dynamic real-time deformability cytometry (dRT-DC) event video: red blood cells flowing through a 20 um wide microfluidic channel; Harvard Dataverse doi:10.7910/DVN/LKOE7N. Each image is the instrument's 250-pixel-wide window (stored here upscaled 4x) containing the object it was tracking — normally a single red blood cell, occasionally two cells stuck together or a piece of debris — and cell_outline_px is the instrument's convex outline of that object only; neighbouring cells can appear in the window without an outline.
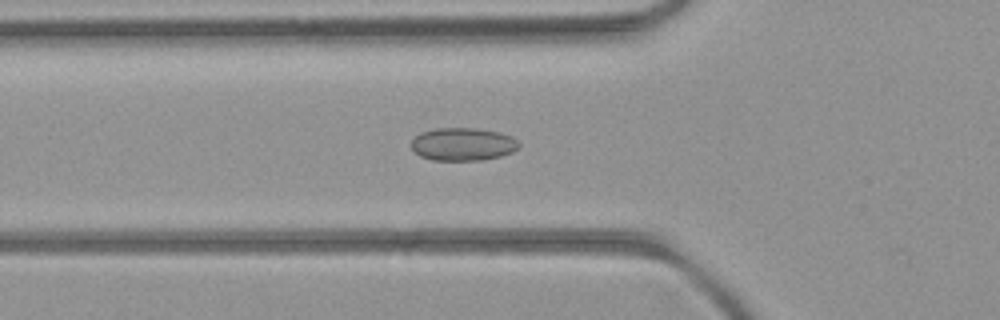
{"species": "common noctule bat (a hibernating species)", "species_latin": "Nyctalus noctula", "temperature_condition": "room temperature", "stored_images_in_passage": 9, "camera_frame_rate_fps": 3000, "um_per_image_px": 0.085, "animal": {"sex": "female", "body_mass_g": 21.9}, "frame": {"image": 1, "passage_image": 4, "time_ms": 1.0, "image_size_px": [1000, 320], "cell_outline_px": [[520, 148], [512, 152], [500, 156], [480, 160], [432, 160], [420, 156], [412, 148], [412, 140], [420, 132], [436, 128], [476, 128], [500, 132], [512, 136], [520, 144]], "centroid_in_image_um": [39.36, 12.25], "position_along_channel_um": 86.4, "area_um2": 20.69}}
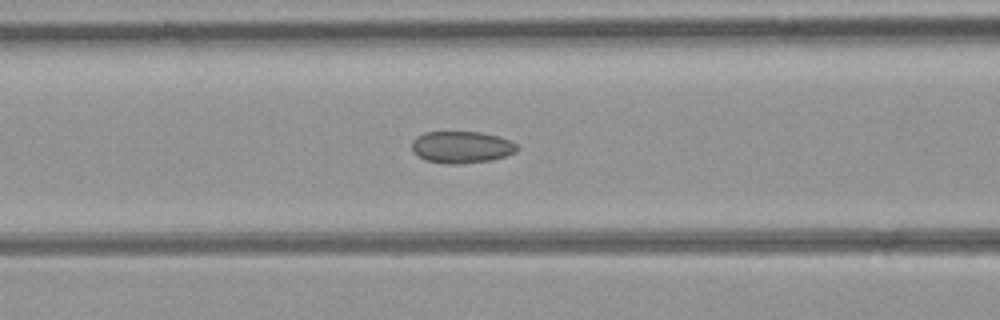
{"frame": {"image": 2, "passage_image": 7, "time_ms": 2.0, "image_size_px": [1000, 320], "cell_outline_px": [[520, 148], [516, 152], [492, 160], [456, 164], [448, 164], [424, 160], [416, 156], [412, 152], [412, 140], [416, 136], [424, 132], [480, 132], [496, 136], [508, 140], [516, 144]], "centroid_in_image_um": [39.18, 12.51], "position_along_channel_um": 127.4, "area_um2": 19.65}}